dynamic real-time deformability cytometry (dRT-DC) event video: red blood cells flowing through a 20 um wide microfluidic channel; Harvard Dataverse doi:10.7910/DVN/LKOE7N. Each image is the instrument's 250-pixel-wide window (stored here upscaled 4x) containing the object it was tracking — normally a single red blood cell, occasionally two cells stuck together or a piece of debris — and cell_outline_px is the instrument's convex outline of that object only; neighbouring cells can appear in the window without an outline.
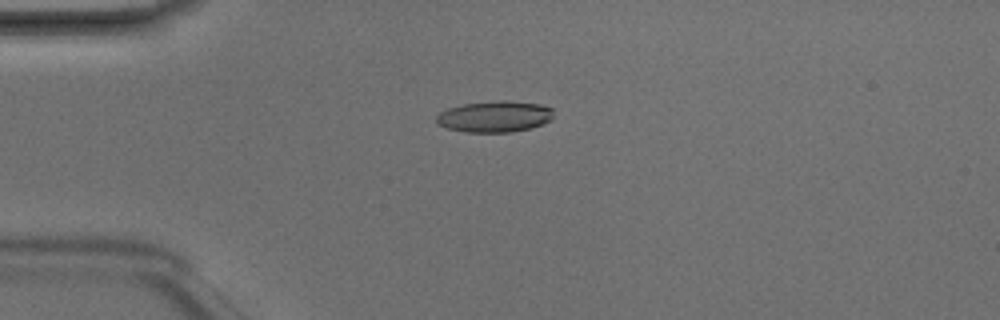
{"species": "Egyptian fruit bat (a non-hibernating species)", "species_latin": "Rousettus aegyptiacus", "temperature_condition": "room temperature", "stored_images_in_passage": 5, "camera_frame_rate_fps": 3000, "um_per_image_px": 0.085, "animal": {"sex": "male"}, "frame": {"image": 1, "passage_image": 2, "time_ms": 0.333, "image_size_px": [1000, 320], "cell_outline_px": [[552, 120], [528, 128], [512, 132], [464, 132], [448, 128], [436, 124], [436, 116], [440, 112], [448, 108], [464, 104], [500, 100], [504, 100], [540, 104], [552, 108]], "centroid_in_image_um": [42.02, 9.9], "position_along_channel_um": 43.0, "area_um2": 21.21}}